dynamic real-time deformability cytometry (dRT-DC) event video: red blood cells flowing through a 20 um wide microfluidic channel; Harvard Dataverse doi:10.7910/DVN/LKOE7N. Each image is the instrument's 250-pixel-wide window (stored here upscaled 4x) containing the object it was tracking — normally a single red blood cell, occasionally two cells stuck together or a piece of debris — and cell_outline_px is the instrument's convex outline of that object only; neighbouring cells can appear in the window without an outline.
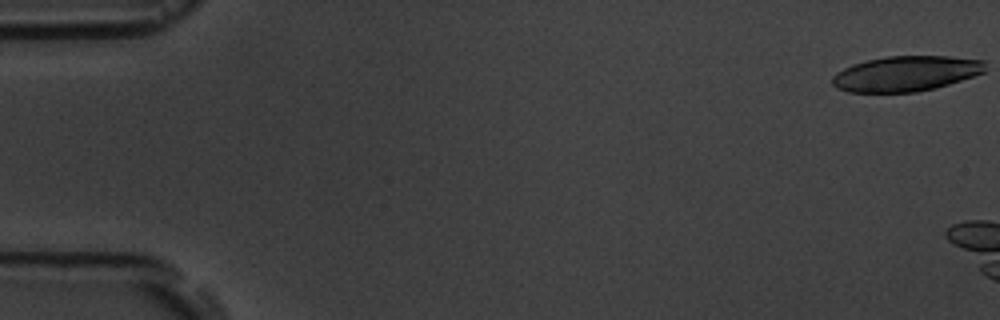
{"species": "common noctule bat (a hibernating species)", "species_latin": "Nyctalus noctula", "temperature_condition": "room temperature", "stored_images_in_passage": 3, "camera_frame_rate_fps": 3000, "um_per_image_px": 0.085, "animal": {"sex": "male", "body_mass_g": 19.5, "forearm_length_mm": 54.6}, "frame": {"image": 1, "passage_image": 1, "time_ms": 0.0, "image_size_px": [1000, 320], "cell_outline_px": [[984, 72], [936, 88], [916, 92], [848, 92], [836, 88], [832, 84], [832, 76], [836, 72], [852, 64], [868, 60], [888, 56], [948, 56], [984, 60]], "centroid_in_image_um": [76.96, 6.26], "position_along_channel_um": 8.0, "area_um2": 31.33}}